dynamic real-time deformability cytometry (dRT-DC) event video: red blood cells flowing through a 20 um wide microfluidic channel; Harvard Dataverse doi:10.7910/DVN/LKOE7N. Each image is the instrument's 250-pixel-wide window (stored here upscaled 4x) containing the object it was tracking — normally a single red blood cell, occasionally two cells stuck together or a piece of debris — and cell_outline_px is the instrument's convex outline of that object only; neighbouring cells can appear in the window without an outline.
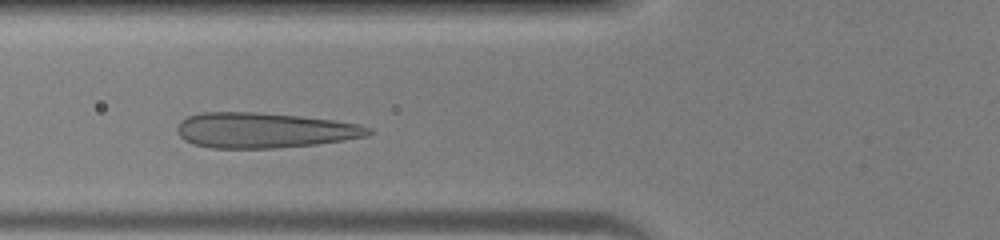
{"species": "human", "species_latin": "Homo sapiens", "temperature_condition": "warm", "stored_images_in_passage": 30, "camera_frame_rate_fps": 3000, "um_per_image_px": 0.085, "donor": {"sex": "male"}, "frame": {"image": 1, "passage_image": 9, "time_ms": 2.667, "image_size_px": [1000, 240], "cell_outline_px": [[372, 132], [368, 136], [344, 140], [316, 144], [272, 148], [212, 148], [192, 144], [184, 140], [176, 132], [176, 124], [180, 120], [188, 116], [200, 112], [256, 112], [300, 116], [332, 120], [360, 124], [372, 128]], "centroid_in_image_um": [22.42, 11.07], "position_along_channel_um": 103.4, "area_um2": 39.59}}
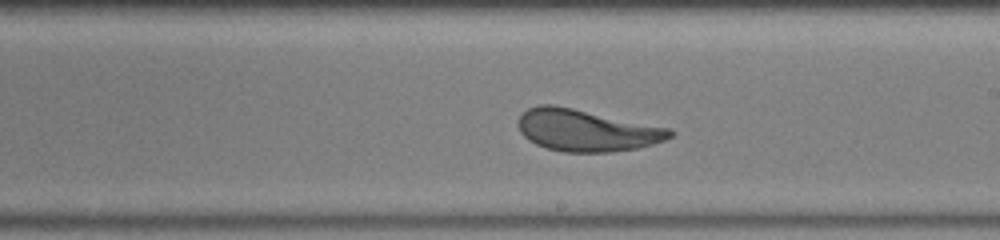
{"frame": {"image": 2, "passage_image": 18, "time_ms": 5.667, "image_size_px": [1000, 240], "cell_outline_px": [[676, 132], [672, 136], [664, 140], [652, 144], [636, 148], [608, 152], [564, 152], [548, 148], [536, 144], [528, 140], [520, 132], [516, 124], [520, 116], [528, 108], [540, 104], [552, 104], [672, 128]], "centroid_in_image_um": [49.84, 11.07], "position_along_channel_um": 239.2, "area_um2": 36.99}}
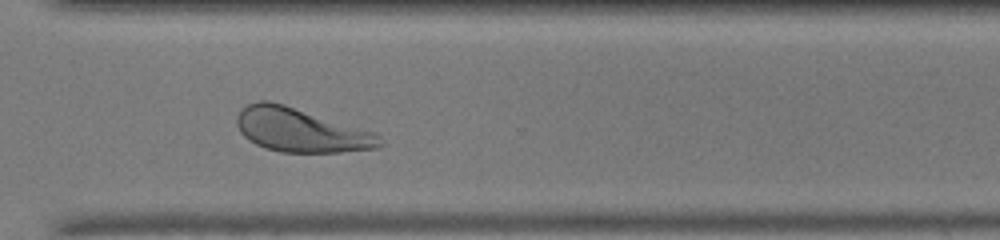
{"frame": {"image": 3, "passage_image": 25, "time_ms": 8.0, "image_size_px": [1000, 240], "cell_outline_px": [[384, 144], [380, 148], [340, 152], [280, 152], [264, 148], [248, 140], [240, 132], [236, 124], [236, 116], [248, 104], [256, 100], [268, 100], [284, 104], [376, 132], [380, 136]], "centroid_in_image_um": [25.58, 11.06], "position_along_channel_um": 345.0, "area_um2": 36.76}}